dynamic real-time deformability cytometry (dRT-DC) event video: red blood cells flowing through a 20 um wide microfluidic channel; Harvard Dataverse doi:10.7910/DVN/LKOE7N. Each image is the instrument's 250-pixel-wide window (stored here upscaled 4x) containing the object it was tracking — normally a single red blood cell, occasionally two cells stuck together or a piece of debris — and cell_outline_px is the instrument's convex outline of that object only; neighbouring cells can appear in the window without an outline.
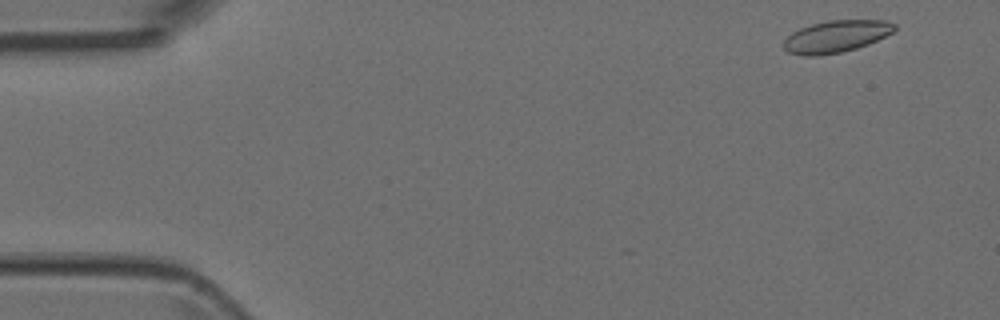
{"species": "Egyptian fruit bat (a non-hibernating species)", "species_latin": "Rousettus aegyptiacus", "temperature_condition": "room temperature", "stored_images_in_passage": 5, "camera_frame_rate_fps": 3000, "um_per_image_px": 0.085, "animal": {"sex": "female"}, "frame": {"image": 1, "passage_image": 1, "time_ms": 0.0, "image_size_px": [1000, 320], "cell_outline_px": [[896, 28], [892, 32], [868, 44], [856, 48], [840, 52], [816, 56], [804, 56], [788, 52], [784, 48], [784, 40], [792, 32], [800, 28], [812, 24], [828, 20], [884, 20], [896, 24]], "centroid_in_image_um": [71.05, 3.09], "position_along_channel_um": 13.9, "area_um2": 20.52}}
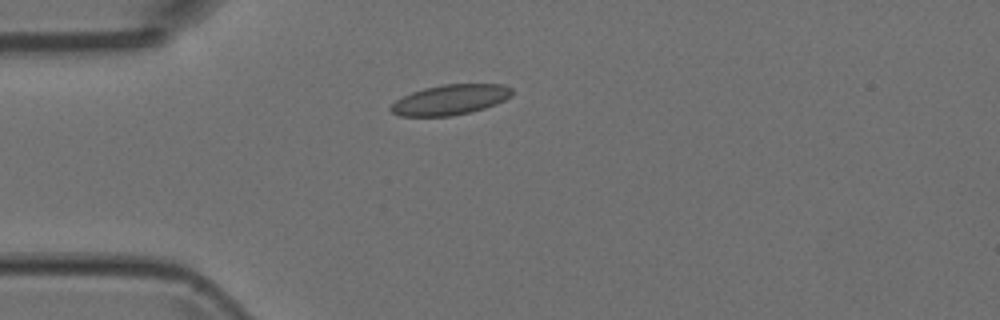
{"frame": {"image": 2, "passage_image": 4, "time_ms": 1.0, "image_size_px": [1000, 320], "cell_outline_px": [[512, 96], [496, 104], [472, 112], [452, 116], [400, 116], [392, 112], [388, 108], [396, 100], [412, 92], [424, 88], [440, 84], [504, 84], [512, 88]], "centroid_in_image_um": [38.28, 8.47], "position_along_channel_um": 46.7, "area_um2": 21.44}}